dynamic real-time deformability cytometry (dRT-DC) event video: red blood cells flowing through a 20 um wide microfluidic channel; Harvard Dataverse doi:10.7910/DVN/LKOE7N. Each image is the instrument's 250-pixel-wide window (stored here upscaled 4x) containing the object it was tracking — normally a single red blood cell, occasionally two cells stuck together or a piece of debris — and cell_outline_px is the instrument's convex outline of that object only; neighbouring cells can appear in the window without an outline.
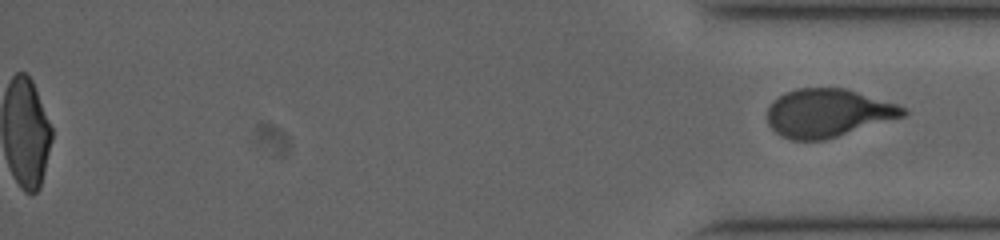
{"species": "human", "species_latin": "Homo sapiens", "temperature_condition": "cold", "stored_images_in_passage": 52, "segment_of_instrument_passage": [2, 2], "camera_frame_rate_fps": 3000, "um_per_image_px": 0.085, "donor": {"sex": "male"}, "frame": {"image": 1, "passage_image": 52, "time_ms": 17.0, "image_size_px": [1000, 240], "cell_outline_px": [[908, 112], [904, 116], [824, 140], [792, 140], [776, 132], [768, 124], [768, 108], [780, 96], [788, 92], [800, 88], [844, 88], [896, 104], [904, 108]], "centroid_in_image_um": [70.37, 9.61], "position_along_channel_um": 364.8, "area_um2": 37.34}}